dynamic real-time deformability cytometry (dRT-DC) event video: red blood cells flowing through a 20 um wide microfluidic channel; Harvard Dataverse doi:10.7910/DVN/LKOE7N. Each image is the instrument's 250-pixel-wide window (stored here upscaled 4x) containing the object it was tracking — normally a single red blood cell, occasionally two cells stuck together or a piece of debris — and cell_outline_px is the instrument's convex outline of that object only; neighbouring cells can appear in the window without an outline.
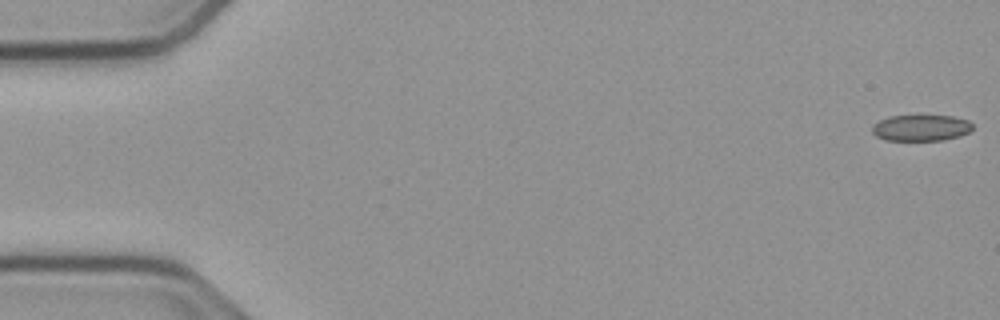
{"species": "common noctule bat (a hibernating species)", "species_latin": "Nyctalus noctula", "temperature_condition": "cold", "stored_images_in_passage": 16, "camera_frame_rate_fps": 3000, "um_per_image_px": 0.085, "animal": {"sex": "male", "body_mass_g": 23.1, "forearm_length_mm": 52.7}, "frame": {"image": 1, "passage_image": 1, "time_ms": 0.0, "image_size_px": [1000, 320], "cell_outline_px": [[972, 128], [968, 132], [960, 136], [944, 140], [884, 140], [876, 136], [872, 132], [872, 124], [888, 116], [952, 116], [968, 120], [972, 124]], "centroid_in_image_um": [78.26, 10.87], "position_along_channel_um": 6.7, "area_um2": 15.32}}
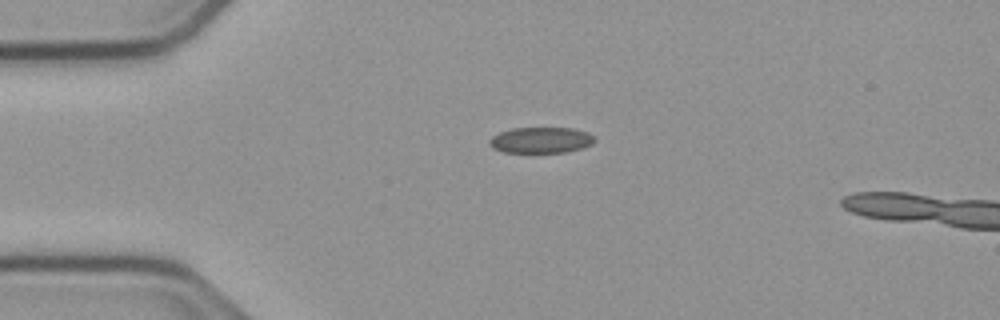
{"frame": {"image": 2, "passage_image": 13, "time_ms": 4.0, "image_size_px": [1000, 320], "cell_outline_px": [[596, 140], [592, 144], [580, 148], [564, 152], [504, 152], [492, 148], [488, 144], [488, 140], [492, 136], [500, 132], [512, 128], [572, 128], [588, 132], [596, 136]], "centroid_in_image_um": [45.97, 11.9], "position_along_channel_um": 39.0, "area_um2": 15.95}}